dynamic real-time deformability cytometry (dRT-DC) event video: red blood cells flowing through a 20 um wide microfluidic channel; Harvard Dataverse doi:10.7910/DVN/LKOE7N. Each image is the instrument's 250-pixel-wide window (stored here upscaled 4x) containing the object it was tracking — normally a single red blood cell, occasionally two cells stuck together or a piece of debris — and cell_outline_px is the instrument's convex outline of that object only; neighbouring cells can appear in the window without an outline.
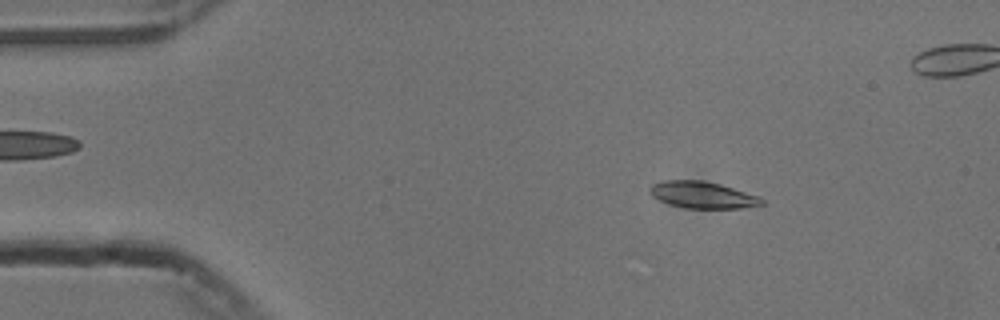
{"species": "common noctule bat (a hibernating species)", "species_latin": "Nyctalus noctula", "temperature_condition": "cold", "stored_images_in_passage": 55, "camera_frame_rate_fps": 3000, "um_per_image_px": 0.085, "animal": {"sex": "male", "body_mass_g": 13.3}, "frame": {"image": 1, "passage_image": 8, "time_ms": 2.333, "image_size_px": [1000, 320], "cell_outline_px": [[764, 204], [740, 208], [684, 208], [660, 200], [652, 196], [648, 192], [648, 188], [652, 184], [664, 180], [700, 180], [720, 184], [760, 196], [764, 200]], "centroid_in_image_um": [59.71, 16.56], "position_along_channel_um": 25.3, "area_um2": 17.4}}
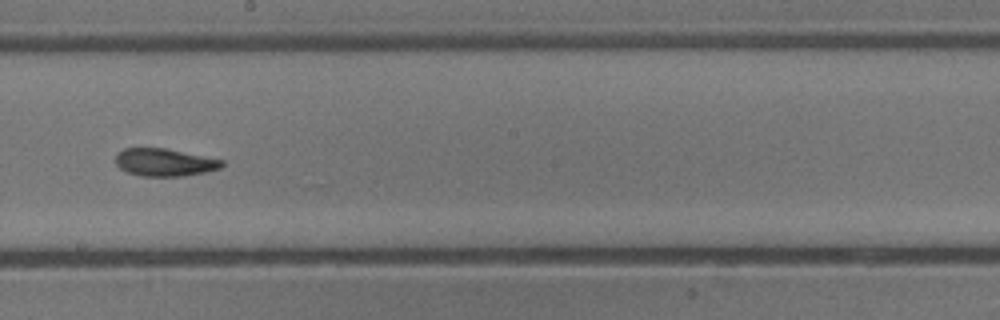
{"frame": {"image": 2, "passage_image": 30, "time_ms": 9.667, "image_size_px": [1000, 320], "cell_outline_px": [[224, 164], [220, 168], [204, 172], [184, 176], [140, 176], [128, 172], [120, 168], [116, 164], [116, 156], [124, 148], [164, 148], [224, 160]], "centroid_in_image_um": [13.99, 13.8], "position_along_channel_um": 234.2, "area_um2": 16.94}}
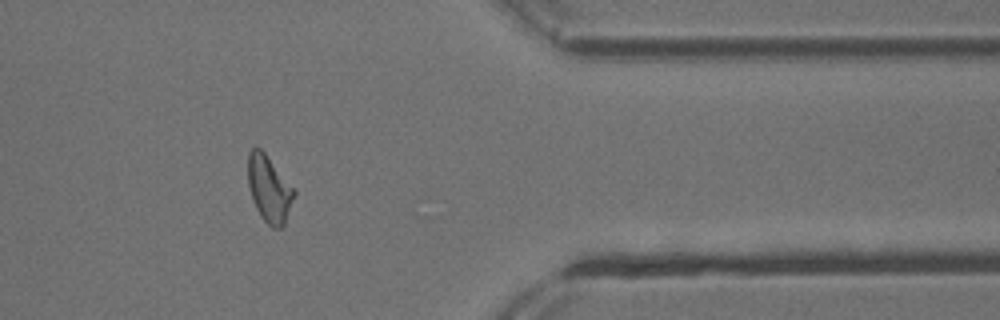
{"frame": {"image": 3, "passage_image": 44, "time_ms": 14.333, "image_size_px": [1000, 320], "cell_outline_px": [[296, 192], [284, 224], [280, 228], [272, 228], [260, 216], [252, 200], [248, 184], [248, 152], [252, 148], [260, 148], [264, 152]], "centroid_in_image_um": [22.85, 16.07], "position_along_channel_um": 388.5, "area_um2": 17.57}, "authors_computed_cell_mechanics": {"area_um2": 17.5134, "velocity_mm_per_s": 3.7566, "shape_relaxation_time_tau1_ms": 5.3977, "shape_relaxation_time_tau2_ms": 3.2507, "deformation_change_tau1": 0.1516, "deformation_change_tau2": 0.0846}}